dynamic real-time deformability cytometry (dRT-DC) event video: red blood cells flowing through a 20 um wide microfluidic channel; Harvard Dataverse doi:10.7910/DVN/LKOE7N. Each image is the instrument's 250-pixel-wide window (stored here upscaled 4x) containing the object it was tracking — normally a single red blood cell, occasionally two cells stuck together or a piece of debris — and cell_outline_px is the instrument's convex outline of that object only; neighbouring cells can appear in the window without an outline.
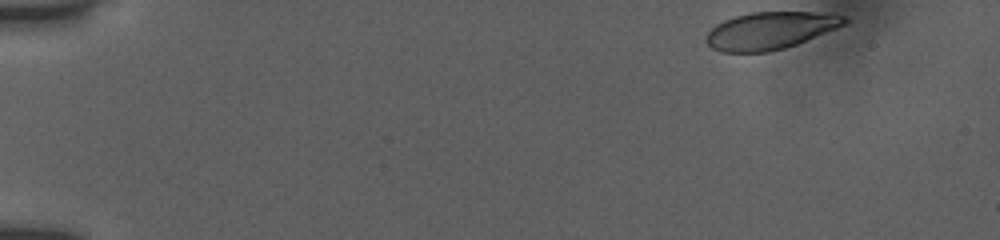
{"species": "human", "species_latin": "Homo sapiens", "temperature_condition": "room temperature", "stored_images_in_passage": 48, "camera_frame_rate_fps": 3000, "um_per_image_px": 0.085, "donor": {"sex": "female"}, "frame": {"image": 1, "passage_image": 1, "time_ms": 0.0, "image_size_px": [1000, 240], "cell_outline_px": [[848, 20], [844, 24], [836, 28], [796, 44], [784, 48], [768, 52], [720, 52], [712, 48], [704, 40], [708, 32], [716, 24], [724, 20], [736, 16], [752, 12], [812, 12], [848, 16]], "centroid_in_image_um": [65.43, 2.6], "position_along_channel_um": 19.6, "area_um2": 29.82}}
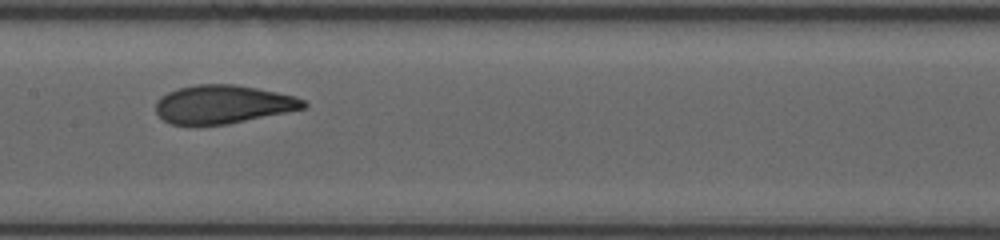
{"frame": {"image": 2, "passage_image": 24, "time_ms": 7.667, "image_size_px": [1000, 240], "cell_outline_px": [[308, 104], [304, 108], [228, 124], [172, 124], [164, 120], [156, 112], [156, 100], [160, 96], [168, 92], [180, 88], [196, 84], [236, 84], [296, 96], [304, 100]], "centroid_in_image_um": [18.94, 8.85], "position_along_channel_um": 188.5, "area_um2": 32.77}}
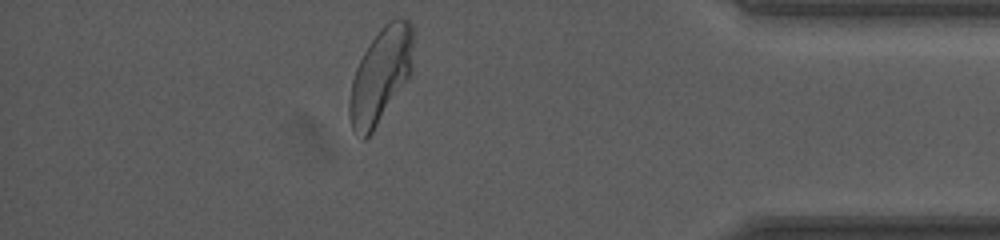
{"frame": {"image": 3, "passage_image": 43, "time_ms": 14.0, "image_size_px": [1000, 240], "cell_outline_px": [[412, 72], [372, 132], [364, 140], [352, 128], [348, 112], [348, 104], [352, 80], [356, 68], [368, 44], [380, 28], [388, 20], [396, 16], [400, 16], [408, 20], [412, 24]], "centroid_in_image_um": [32.34, 6.36], "position_along_channel_um": 402.9, "area_um2": 35.08}, "authors_computed_cell_mechanics": {"area_um2": 33.3506, "velocity_mm_per_s": 3.8743, "shape_relaxation_time_tau1_ms": 5.0382, "shape_relaxation_time_tau2_ms": 0.8268, "deformation_change_tau1": 0.1922, "deformation_change_tau2": 0.0696}}